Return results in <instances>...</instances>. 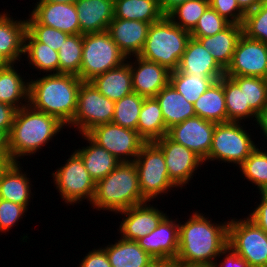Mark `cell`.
<instances>
[{
  "label": "cell",
  "mask_w": 267,
  "mask_h": 267,
  "mask_svg": "<svg viewBox=\"0 0 267 267\" xmlns=\"http://www.w3.org/2000/svg\"><path fill=\"white\" fill-rule=\"evenodd\" d=\"M66 163L52 173L54 185L67 206L94 198L96 183L86 170L80 155L75 151Z\"/></svg>",
  "instance_id": "10"
},
{
  "label": "cell",
  "mask_w": 267,
  "mask_h": 267,
  "mask_svg": "<svg viewBox=\"0 0 267 267\" xmlns=\"http://www.w3.org/2000/svg\"><path fill=\"white\" fill-rule=\"evenodd\" d=\"M64 127L67 126L55 116L37 111L30 105L16 110L8 135L11 162L35 154Z\"/></svg>",
  "instance_id": "3"
},
{
  "label": "cell",
  "mask_w": 267,
  "mask_h": 267,
  "mask_svg": "<svg viewBox=\"0 0 267 267\" xmlns=\"http://www.w3.org/2000/svg\"><path fill=\"white\" fill-rule=\"evenodd\" d=\"M39 1H46V2H54V3H75L76 0H39Z\"/></svg>",
  "instance_id": "57"
},
{
  "label": "cell",
  "mask_w": 267,
  "mask_h": 267,
  "mask_svg": "<svg viewBox=\"0 0 267 267\" xmlns=\"http://www.w3.org/2000/svg\"><path fill=\"white\" fill-rule=\"evenodd\" d=\"M115 101L102 95L91 82H82L77 97V109L69 127L78 128L86 134L93 127L111 123L114 117Z\"/></svg>",
  "instance_id": "11"
},
{
  "label": "cell",
  "mask_w": 267,
  "mask_h": 267,
  "mask_svg": "<svg viewBox=\"0 0 267 267\" xmlns=\"http://www.w3.org/2000/svg\"><path fill=\"white\" fill-rule=\"evenodd\" d=\"M223 76H194L177 70L170 73V84L185 99L194 104L195 101L215 82Z\"/></svg>",
  "instance_id": "35"
},
{
  "label": "cell",
  "mask_w": 267,
  "mask_h": 267,
  "mask_svg": "<svg viewBox=\"0 0 267 267\" xmlns=\"http://www.w3.org/2000/svg\"><path fill=\"white\" fill-rule=\"evenodd\" d=\"M259 194L263 196H267V183L263 186V188L259 191Z\"/></svg>",
  "instance_id": "58"
},
{
  "label": "cell",
  "mask_w": 267,
  "mask_h": 267,
  "mask_svg": "<svg viewBox=\"0 0 267 267\" xmlns=\"http://www.w3.org/2000/svg\"><path fill=\"white\" fill-rule=\"evenodd\" d=\"M230 24L231 23L229 21L221 17L209 6L200 17L195 28L190 32V34L191 37H209L223 31Z\"/></svg>",
  "instance_id": "44"
},
{
  "label": "cell",
  "mask_w": 267,
  "mask_h": 267,
  "mask_svg": "<svg viewBox=\"0 0 267 267\" xmlns=\"http://www.w3.org/2000/svg\"><path fill=\"white\" fill-rule=\"evenodd\" d=\"M227 243L250 267L267 266V233L248 217L229 221Z\"/></svg>",
  "instance_id": "9"
},
{
  "label": "cell",
  "mask_w": 267,
  "mask_h": 267,
  "mask_svg": "<svg viewBox=\"0 0 267 267\" xmlns=\"http://www.w3.org/2000/svg\"><path fill=\"white\" fill-rule=\"evenodd\" d=\"M166 216L160 224L146 236L137 240L153 259H173L179 249V223ZM177 223V224H176Z\"/></svg>",
  "instance_id": "18"
},
{
  "label": "cell",
  "mask_w": 267,
  "mask_h": 267,
  "mask_svg": "<svg viewBox=\"0 0 267 267\" xmlns=\"http://www.w3.org/2000/svg\"><path fill=\"white\" fill-rule=\"evenodd\" d=\"M6 13H0V52L10 63L16 64L24 55L26 20H15Z\"/></svg>",
  "instance_id": "24"
},
{
  "label": "cell",
  "mask_w": 267,
  "mask_h": 267,
  "mask_svg": "<svg viewBox=\"0 0 267 267\" xmlns=\"http://www.w3.org/2000/svg\"><path fill=\"white\" fill-rule=\"evenodd\" d=\"M215 126V122L195 116L169 128L167 136L205 161L210 152Z\"/></svg>",
  "instance_id": "15"
},
{
  "label": "cell",
  "mask_w": 267,
  "mask_h": 267,
  "mask_svg": "<svg viewBox=\"0 0 267 267\" xmlns=\"http://www.w3.org/2000/svg\"><path fill=\"white\" fill-rule=\"evenodd\" d=\"M30 17V18H29ZM26 18V31L38 42L44 43L55 51L63 45L69 34L40 24L32 15Z\"/></svg>",
  "instance_id": "42"
},
{
  "label": "cell",
  "mask_w": 267,
  "mask_h": 267,
  "mask_svg": "<svg viewBox=\"0 0 267 267\" xmlns=\"http://www.w3.org/2000/svg\"><path fill=\"white\" fill-rule=\"evenodd\" d=\"M96 89L109 100L117 101L133 91L130 65H122L96 76L90 81Z\"/></svg>",
  "instance_id": "26"
},
{
  "label": "cell",
  "mask_w": 267,
  "mask_h": 267,
  "mask_svg": "<svg viewBox=\"0 0 267 267\" xmlns=\"http://www.w3.org/2000/svg\"><path fill=\"white\" fill-rule=\"evenodd\" d=\"M163 16L159 0H114V18L152 24Z\"/></svg>",
  "instance_id": "33"
},
{
  "label": "cell",
  "mask_w": 267,
  "mask_h": 267,
  "mask_svg": "<svg viewBox=\"0 0 267 267\" xmlns=\"http://www.w3.org/2000/svg\"><path fill=\"white\" fill-rule=\"evenodd\" d=\"M225 255V256H224ZM223 258L219 263L215 262L213 267H250L247 261L227 246L220 254Z\"/></svg>",
  "instance_id": "48"
},
{
  "label": "cell",
  "mask_w": 267,
  "mask_h": 267,
  "mask_svg": "<svg viewBox=\"0 0 267 267\" xmlns=\"http://www.w3.org/2000/svg\"><path fill=\"white\" fill-rule=\"evenodd\" d=\"M258 127L260 126V130L263 131L262 135L267 141V103L264 106L262 112L258 115L257 124Z\"/></svg>",
  "instance_id": "55"
},
{
  "label": "cell",
  "mask_w": 267,
  "mask_h": 267,
  "mask_svg": "<svg viewBox=\"0 0 267 267\" xmlns=\"http://www.w3.org/2000/svg\"><path fill=\"white\" fill-rule=\"evenodd\" d=\"M242 29L246 37L267 44V9L260 4L255 10L246 13Z\"/></svg>",
  "instance_id": "43"
},
{
  "label": "cell",
  "mask_w": 267,
  "mask_h": 267,
  "mask_svg": "<svg viewBox=\"0 0 267 267\" xmlns=\"http://www.w3.org/2000/svg\"><path fill=\"white\" fill-rule=\"evenodd\" d=\"M259 201V205L252 210L248 218L267 233V196L260 194Z\"/></svg>",
  "instance_id": "49"
},
{
  "label": "cell",
  "mask_w": 267,
  "mask_h": 267,
  "mask_svg": "<svg viewBox=\"0 0 267 267\" xmlns=\"http://www.w3.org/2000/svg\"><path fill=\"white\" fill-rule=\"evenodd\" d=\"M267 75V44L240 37L225 76H251L265 78Z\"/></svg>",
  "instance_id": "13"
},
{
  "label": "cell",
  "mask_w": 267,
  "mask_h": 267,
  "mask_svg": "<svg viewBox=\"0 0 267 267\" xmlns=\"http://www.w3.org/2000/svg\"><path fill=\"white\" fill-rule=\"evenodd\" d=\"M127 57L112 40L109 32L83 34L80 79L90 82L96 76L126 62Z\"/></svg>",
  "instance_id": "6"
},
{
  "label": "cell",
  "mask_w": 267,
  "mask_h": 267,
  "mask_svg": "<svg viewBox=\"0 0 267 267\" xmlns=\"http://www.w3.org/2000/svg\"><path fill=\"white\" fill-rule=\"evenodd\" d=\"M80 34L106 31L114 19V0H76Z\"/></svg>",
  "instance_id": "22"
},
{
  "label": "cell",
  "mask_w": 267,
  "mask_h": 267,
  "mask_svg": "<svg viewBox=\"0 0 267 267\" xmlns=\"http://www.w3.org/2000/svg\"><path fill=\"white\" fill-rule=\"evenodd\" d=\"M244 178L260 191L267 183V150L257 147L239 166Z\"/></svg>",
  "instance_id": "41"
},
{
  "label": "cell",
  "mask_w": 267,
  "mask_h": 267,
  "mask_svg": "<svg viewBox=\"0 0 267 267\" xmlns=\"http://www.w3.org/2000/svg\"><path fill=\"white\" fill-rule=\"evenodd\" d=\"M20 161L6 163L0 170V198L25 206L31 198L30 178L21 170Z\"/></svg>",
  "instance_id": "23"
},
{
  "label": "cell",
  "mask_w": 267,
  "mask_h": 267,
  "mask_svg": "<svg viewBox=\"0 0 267 267\" xmlns=\"http://www.w3.org/2000/svg\"><path fill=\"white\" fill-rule=\"evenodd\" d=\"M78 267H111L104 249H92L82 258Z\"/></svg>",
  "instance_id": "47"
},
{
  "label": "cell",
  "mask_w": 267,
  "mask_h": 267,
  "mask_svg": "<svg viewBox=\"0 0 267 267\" xmlns=\"http://www.w3.org/2000/svg\"><path fill=\"white\" fill-rule=\"evenodd\" d=\"M86 134L120 162H134L145 143L136 130L112 122L97 125Z\"/></svg>",
  "instance_id": "12"
},
{
  "label": "cell",
  "mask_w": 267,
  "mask_h": 267,
  "mask_svg": "<svg viewBox=\"0 0 267 267\" xmlns=\"http://www.w3.org/2000/svg\"><path fill=\"white\" fill-rule=\"evenodd\" d=\"M177 71L194 76H225V70L201 42L193 37L187 42Z\"/></svg>",
  "instance_id": "21"
},
{
  "label": "cell",
  "mask_w": 267,
  "mask_h": 267,
  "mask_svg": "<svg viewBox=\"0 0 267 267\" xmlns=\"http://www.w3.org/2000/svg\"><path fill=\"white\" fill-rule=\"evenodd\" d=\"M32 15L40 24L58 29L69 35L80 34V24L75 3L39 1Z\"/></svg>",
  "instance_id": "19"
},
{
  "label": "cell",
  "mask_w": 267,
  "mask_h": 267,
  "mask_svg": "<svg viewBox=\"0 0 267 267\" xmlns=\"http://www.w3.org/2000/svg\"><path fill=\"white\" fill-rule=\"evenodd\" d=\"M262 5L267 9V0H262Z\"/></svg>",
  "instance_id": "59"
},
{
  "label": "cell",
  "mask_w": 267,
  "mask_h": 267,
  "mask_svg": "<svg viewBox=\"0 0 267 267\" xmlns=\"http://www.w3.org/2000/svg\"><path fill=\"white\" fill-rule=\"evenodd\" d=\"M136 131L145 142H155L167 135L168 129L155 97L144 98Z\"/></svg>",
  "instance_id": "32"
},
{
  "label": "cell",
  "mask_w": 267,
  "mask_h": 267,
  "mask_svg": "<svg viewBox=\"0 0 267 267\" xmlns=\"http://www.w3.org/2000/svg\"><path fill=\"white\" fill-rule=\"evenodd\" d=\"M236 2L245 14L255 10L260 4H262V0H236Z\"/></svg>",
  "instance_id": "53"
},
{
  "label": "cell",
  "mask_w": 267,
  "mask_h": 267,
  "mask_svg": "<svg viewBox=\"0 0 267 267\" xmlns=\"http://www.w3.org/2000/svg\"><path fill=\"white\" fill-rule=\"evenodd\" d=\"M25 206L0 198V232H9L27 213Z\"/></svg>",
  "instance_id": "45"
},
{
  "label": "cell",
  "mask_w": 267,
  "mask_h": 267,
  "mask_svg": "<svg viewBox=\"0 0 267 267\" xmlns=\"http://www.w3.org/2000/svg\"><path fill=\"white\" fill-rule=\"evenodd\" d=\"M187 0H159V7L164 16H167L177 6L185 3Z\"/></svg>",
  "instance_id": "52"
},
{
  "label": "cell",
  "mask_w": 267,
  "mask_h": 267,
  "mask_svg": "<svg viewBox=\"0 0 267 267\" xmlns=\"http://www.w3.org/2000/svg\"><path fill=\"white\" fill-rule=\"evenodd\" d=\"M11 63L0 52V69L9 66Z\"/></svg>",
  "instance_id": "56"
},
{
  "label": "cell",
  "mask_w": 267,
  "mask_h": 267,
  "mask_svg": "<svg viewBox=\"0 0 267 267\" xmlns=\"http://www.w3.org/2000/svg\"><path fill=\"white\" fill-rule=\"evenodd\" d=\"M144 202L134 205L118 214L124 215L119 225L121 238L137 241L150 234L160 222L167 216L160 209ZM126 215V216H125Z\"/></svg>",
  "instance_id": "16"
},
{
  "label": "cell",
  "mask_w": 267,
  "mask_h": 267,
  "mask_svg": "<svg viewBox=\"0 0 267 267\" xmlns=\"http://www.w3.org/2000/svg\"><path fill=\"white\" fill-rule=\"evenodd\" d=\"M134 163L140 191L149 203L159 194H168L172 188H177L168 176L163 152L155 142H145Z\"/></svg>",
  "instance_id": "8"
},
{
  "label": "cell",
  "mask_w": 267,
  "mask_h": 267,
  "mask_svg": "<svg viewBox=\"0 0 267 267\" xmlns=\"http://www.w3.org/2000/svg\"><path fill=\"white\" fill-rule=\"evenodd\" d=\"M242 34V25L230 24L213 36L193 38L198 39L218 64L226 70L232 61L233 53Z\"/></svg>",
  "instance_id": "25"
},
{
  "label": "cell",
  "mask_w": 267,
  "mask_h": 267,
  "mask_svg": "<svg viewBox=\"0 0 267 267\" xmlns=\"http://www.w3.org/2000/svg\"><path fill=\"white\" fill-rule=\"evenodd\" d=\"M83 52V34L69 35L58 50L59 73L73 74L80 78Z\"/></svg>",
  "instance_id": "38"
},
{
  "label": "cell",
  "mask_w": 267,
  "mask_h": 267,
  "mask_svg": "<svg viewBox=\"0 0 267 267\" xmlns=\"http://www.w3.org/2000/svg\"><path fill=\"white\" fill-rule=\"evenodd\" d=\"M228 223H212L203 213L179 222V249L175 261L181 267L213 266L228 246Z\"/></svg>",
  "instance_id": "1"
},
{
  "label": "cell",
  "mask_w": 267,
  "mask_h": 267,
  "mask_svg": "<svg viewBox=\"0 0 267 267\" xmlns=\"http://www.w3.org/2000/svg\"><path fill=\"white\" fill-rule=\"evenodd\" d=\"M27 54L29 64L39 72L46 74L59 73L58 51L53 50L44 43L36 41L27 31L24 37V55Z\"/></svg>",
  "instance_id": "34"
},
{
  "label": "cell",
  "mask_w": 267,
  "mask_h": 267,
  "mask_svg": "<svg viewBox=\"0 0 267 267\" xmlns=\"http://www.w3.org/2000/svg\"><path fill=\"white\" fill-rule=\"evenodd\" d=\"M14 65L0 69V102L18 110L29 105V81H24Z\"/></svg>",
  "instance_id": "29"
},
{
  "label": "cell",
  "mask_w": 267,
  "mask_h": 267,
  "mask_svg": "<svg viewBox=\"0 0 267 267\" xmlns=\"http://www.w3.org/2000/svg\"><path fill=\"white\" fill-rule=\"evenodd\" d=\"M239 88H243L245 106L259 115L267 103V83L265 78L251 76H227Z\"/></svg>",
  "instance_id": "37"
},
{
  "label": "cell",
  "mask_w": 267,
  "mask_h": 267,
  "mask_svg": "<svg viewBox=\"0 0 267 267\" xmlns=\"http://www.w3.org/2000/svg\"><path fill=\"white\" fill-rule=\"evenodd\" d=\"M190 37V32L163 16L150 25L143 49L138 56L156 62L170 72L175 71Z\"/></svg>",
  "instance_id": "5"
},
{
  "label": "cell",
  "mask_w": 267,
  "mask_h": 267,
  "mask_svg": "<svg viewBox=\"0 0 267 267\" xmlns=\"http://www.w3.org/2000/svg\"><path fill=\"white\" fill-rule=\"evenodd\" d=\"M15 113L14 107L0 102V130L5 131L8 135L13 125Z\"/></svg>",
  "instance_id": "50"
},
{
  "label": "cell",
  "mask_w": 267,
  "mask_h": 267,
  "mask_svg": "<svg viewBox=\"0 0 267 267\" xmlns=\"http://www.w3.org/2000/svg\"><path fill=\"white\" fill-rule=\"evenodd\" d=\"M209 6L231 24L242 25L245 13L239 8L236 0H209Z\"/></svg>",
  "instance_id": "46"
},
{
  "label": "cell",
  "mask_w": 267,
  "mask_h": 267,
  "mask_svg": "<svg viewBox=\"0 0 267 267\" xmlns=\"http://www.w3.org/2000/svg\"><path fill=\"white\" fill-rule=\"evenodd\" d=\"M102 248L107 254L111 267H146L153 260L137 241L121 237L115 244Z\"/></svg>",
  "instance_id": "30"
},
{
  "label": "cell",
  "mask_w": 267,
  "mask_h": 267,
  "mask_svg": "<svg viewBox=\"0 0 267 267\" xmlns=\"http://www.w3.org/2000/svg\"><path fill=\"white\" fill-rule=\"evenodd\" d=\"M82 82L76 75L63 73L29 79V105L55 116L68 127L77 109L78 90Z\"/></svg>",
  "instance_id": "2"
},
{
  "label": "cell",
  "mask_w": 267,
  "mask_h": 267,
  "mask_svg": "<svg viewBox=\"0 0 267 267\" xmlns=\"http://www.w3.org/2000/svg\"><path fill=\"white\" fill-rule=\"evenodd\" d=\"M209 7V0H187L173 9L167 17L177 26L191 32L205 10Z\"/></svg>",
  "instance_id": "40"
},
{
  "label": "cell",
  "mask_w": 267,
  "mask_h": 267,
  "mask_svg": "<svg viewBox=\"0 0 267 267\" xmlns=\"http://www.w3.org/2000/svg\"><path fill=\"white\" fill-rule=\"evenodd\" d=\"M155 98L160 104L167 129L196 116L193 104L188 102L170 83L161 89Z\"/></svg>",
  "instance_id": "28"
},
{
  "label": "cell",
  "mask_w": 267,
  "mask_h": 267,
  "mask_svg": "<svg viewBox=\"0 0 267 267\" xmlns=\"http://www.w3.org/2000/svg\"><path fill=\"white\" fill-rule=\"evenodd\" d=\"M193 106L198 117L215 123L227 122L223 77L215 81Z\"/></svg>",
  "instance_id": "31"
},
{
  "label": "cell",
  "mask_w": 267,
  "mask_h": 267,
  "mask_svg": "<svg viewBox=\"0 0 267 267\" xmlns=\"http://www.w3.org/2000/svg\"><path fill=\"white\" fill-rule=\"evenodd\" d=\"M223 91L227 110V122H241L245 119L254 118L257 123L258 115L249 107L245 106L243 88H239L229 77L223 76Z\"/></svg>",
  "instance_id": "36"
},
{
  "label": "cell",
  "mask_w": 267,
  "mask_h": 267,
  "mask_svg": "<svg viewBox=\"0 0 267 267\" xmlns=\"http://www.w3.org/2000/svg\"><path fill=\"white\" fill-rule=\"evenodd\" d=\"M80 135L88 141L89 146H83L82 149L79 148L75 151L80 155L91 178L97 183L112 172L120 164V161L105 148L95 143L87 134Z\"/></svg>",
  "instance_id": "27"
},
{
  "label": "cell",
  "mask_w": 267,
  "mask_h": 267,
  "mask_svg": "<svg viewBox=\"0 0 267 267\" xmlns=\"http://www.w3.org/2000/svg\"><path fill=\"white\" fill-rule=\"evenodd\" d=\"M0 159L6 164L11 162L9 149V136L5 131L0 130Z\"/></svg>",
  "instance_id": "51"
},
{
  "label": "cell",
  "mask_w": 267,
  "mask_h": 267,
  "mask_svg": "<svg viewBox=\"0 0 267 267\" xmlns=\"http://www.w3.org/2000/svg\"><path fill=\"white\" fill-rule=\"evenodd\" d=\"M130 65L133 91L145 98L155 97L170 82V71L156 62L134 56Z\"/></svg>",
  "instance_id": "17"
},
{
  "label": "cell",
  "mask_w": 267,
  "mask_h": 267,
  "mask_svg": "<svg viewBox=\"0 0 267 267\" xmlns=\"http://www.w3.org/2000/svg\"><path fill=\"white\" fill-rule=\"evenodd\" d=\"M241 122L216 123L209 155L205 162L222 161L240 166L257 148Z\"/></svg>",
  "instance_id": "7"
},
{
  "label": "cell",
  "mask_w": 267,
  "mask_h": 267,
  "mask_svg": "<svg viewBox=\"0 0 267 267\" xmlns=\"http://www.w3.org/2000/svg\"><path fill=\"white\" fill-rule=\"evenodd\" d=\"M150 25L144 21L114 18L107 31L120 51L130 60V57L138 56L142 51Z\"/></svg>",
  "instance_id": "20"
},
{
  "label": "cell",
  "mask_w": 267,
  "mask_h": 267,
  "mask_svg": "<svg viewBox=\"0 0 267 267\" xmlns=\"http://www.w3.org/2000/svg\"><path fill=\"white\" fill-rule=\"evenodd\" d=\"M146 267H181L173 259H153Z\"/></svg>",
  "instance_id": "54"
},
{
  "label": "cell",
  "mask_w": 267,
  "mask_h": 267,
  "mask_svg": "<svg viewBox=\"0 0 267 267\" xmlns=\"http://www.w3.org/2000/svg\"><path fill=\"white\" fill-rule=\"evenodd\" d=\"M144 98L145 97L132 92L120 100L115 101L112 123L124 128L137 130L139 114Z\"/></svg>",
  "instance_id": "39"
},
{
  "label": "cell",
  "mask_w": 267,
  "mask_h": 267,
  "mask_svg": "<svg viewBox=\"0 0 267 267\" xmlns=\"http://www.w3.org/2000/svg\"><path fill=\"white\" fill-rule=\"evenodd\" d=\"M5 165V163L0 159V170Z\"/></svg>",
  "instance_id": "60"
},
{
  "label": "cell",
  "mask_w": 267,
  "mask_h": 267,
  "mask_svg": "<svg viewBox=\"0 0 267 267\" xmlns=\"http://www.w3.org/2000/svg\"><path fill=\"white\" fill-rule=\"evenodd\" d=\"M148 202L140 191L138 172L134 162L120 164L96 183L93 209L109 210L115 214L134 205Z\"/></svg>",
  "instance_id": "4"
},
{
  "label": "cell",
  "mask_w": 267,
  "mask_h": 267,
  "mask_svg": "<svg viewBox=\"0 0 267 267\" xmlns=\"http://www.w3.org/2000/svg\"><path fill=\"white\" fill-rule=\"evenodd\" d=\"M161 148L170 180L182 189L193 178L204 161L193 151L171 140L167 135L155 141Z\"/></svg>",
  "instance_id": "14"
}]
</instances>
